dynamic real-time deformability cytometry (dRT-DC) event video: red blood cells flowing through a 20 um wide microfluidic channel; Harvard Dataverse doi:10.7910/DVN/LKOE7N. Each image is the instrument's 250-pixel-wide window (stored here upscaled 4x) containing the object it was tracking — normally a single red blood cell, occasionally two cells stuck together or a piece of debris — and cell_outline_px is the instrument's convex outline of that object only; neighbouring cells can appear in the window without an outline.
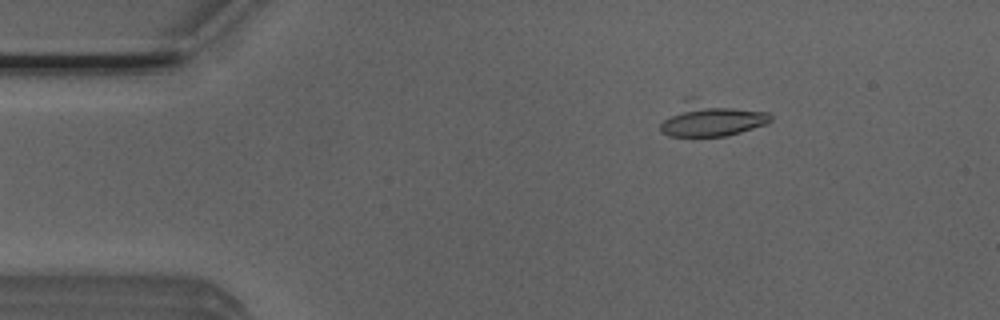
{"species": "Egyptian fruit bat (a non-hibernating species)", "species_latin": "Rousettus aegyptiacus", "temperature_condition": "room temperature", "stored_images_in_passage": 53, "camera_frame_rate_fps": 3000, "um_per_image_px": 0.085, "animal": {"sex": "male"}, "frame": {"image": 1, "passage_image": 8, "time_ms": 2.333, "image_size_px": [1000, 320], "cell_outline_px": [[772, 120], [768, 124], [740, 132], [724, 136], [668, 136], [660, 132], [660, 124], [684, 96], [696, 96], [768, 112], [772, 116]], "centroid_in_image_um": [60.44, 10.07], "position_along_channel_um": 24.6, "area_um2": 22.89}}
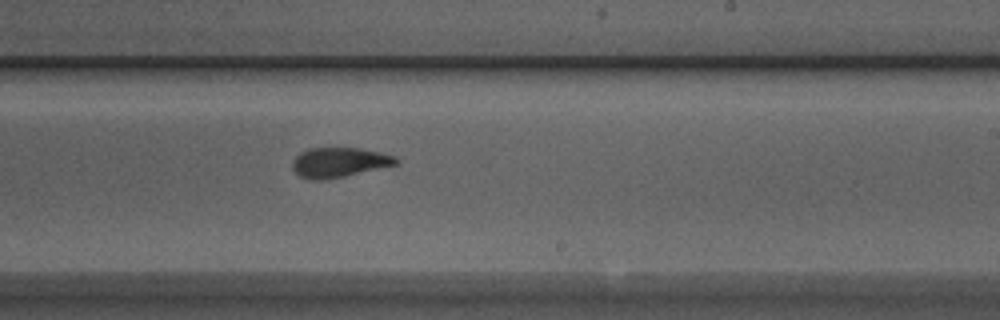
{"frame": {"image": 2, "passage_image": 31, "time_ms": 10.0, "image_size_px": [1000, 320], "cell_outline_px": [[400, 164], [344, 176], [324, 180], [312, 180], [300, 176], [292, 168], [292, 160], [300, 152], [308, 148], [360, 148], [380, 152], [396, 156], [400, 160]], "centroid_in_image_um": [28.85, 13.8], "position_along_channel_um": 260.1, "area_um2": 18.15}}
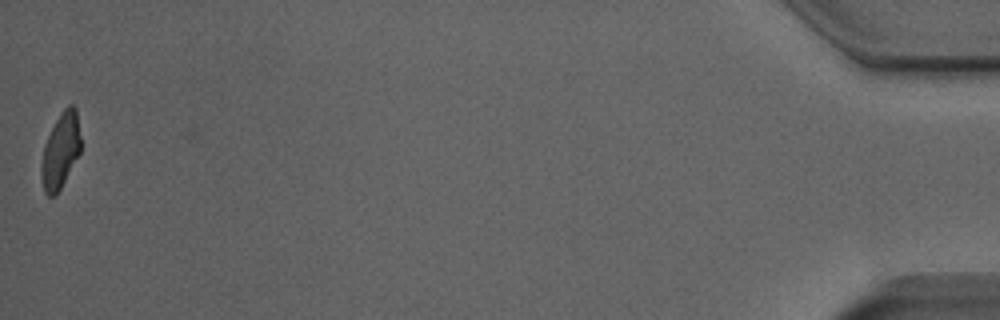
{"frame": {"image": 3, "passage_image": 52, "time_ms": 17.0, "image_size_px": [1000, 320], "cell_outline_px": [[80, 152], [60, 188], [52, 196], [48, 196], [44, 192], [40, 176], [40, 164], [44, 144], [60, 112], [68, 104], [72, 104], [76, 108], [80, 136]], "centroid_in_image_um": [5.12, 12.79], "position_along_channel_um": 430.1, "area_um2": 17.17}, "authors_computed_cell_mechanics": {"area_um2": 18.2648, "velocity_mm_per_s": 3.923, "shape_relaxation_time_tau1_ms": 4.2205, "shape_relaxation_time_tau2_ms": 1.5332, "deformation_change_tau1": 0.1617, "deformation_change_tau2": 0.082}}